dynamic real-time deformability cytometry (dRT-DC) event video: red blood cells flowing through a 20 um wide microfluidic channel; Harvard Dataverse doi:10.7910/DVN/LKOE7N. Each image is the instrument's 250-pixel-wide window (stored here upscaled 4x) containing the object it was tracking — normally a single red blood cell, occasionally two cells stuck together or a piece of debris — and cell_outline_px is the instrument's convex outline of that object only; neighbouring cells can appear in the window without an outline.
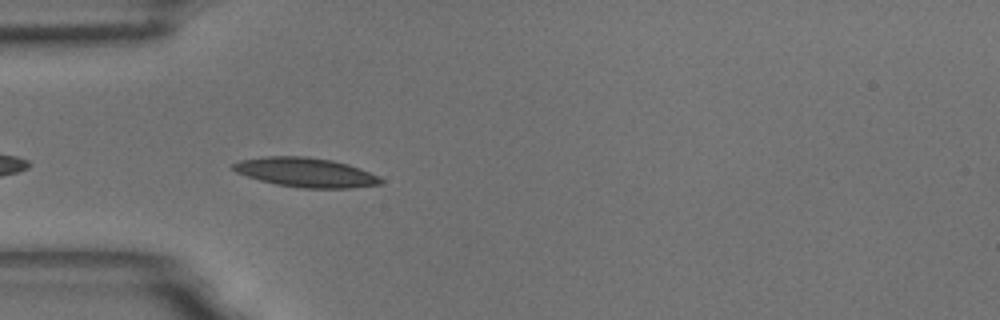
{"species": "common noctule bat (a hibernating species)", "species_latin": "Nyctalus noctula", "temperature_condition": "room temperature", "stored_images_in_passage": 8, "camera_frame_rate_fps": 3000, "um_per_image_px": 0.085, "animal": {"sex": "male", "body_mass_g": 18.8}, "frame": {"image": 1, "passage_image": 3, "time_ms": 0.667, "image_size_px": [1000, 320], "cell_outline_px": [[384, 184], [352, 188], [300, 188], [276, 184], [260, 180], [236, 172], [232, 168], [232, 164], [240, 160], [264, 156], [308, 156], [332, 160], [348, 164], [360, 168], [384, 180]], "centroid_in_image_um": [26.0, 14.65], "position_along_channel_um": 59.0, "area_um2": 25.32}}